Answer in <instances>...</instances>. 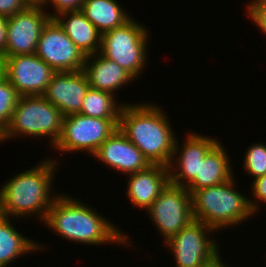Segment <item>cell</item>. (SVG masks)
<instances>
[{
	"label": "cell",
	"instance_id": "cell-5",
	"mask_svg": "<svg viewBox=\"0 0 266 267\" xmlns=\"http://www.w3.org/2000/svg\"><path fill=\"white\" fill-rule=\"evenodd\" d=\"M63 115L42 95L19 96L2 142L21 136L49 138L54 147L61 136Z\"/></svg>",
	"mask_w": 266,
	"mask_h": 267
},
{
	"label": "cell",
	"instance_id": "cell-21",
	"mask_svg": "<svg viewBox=\"0 0 266 267\" xmlns=\"http://www.w3.org/2000/svg\"><path fill=\"white\" fill-rule=\"evenodd\" d=\"M120 5L116 0H84L81 12L104 34L124 25L132 18Z\"/></svg>",
	"mask_w": 266,
	"mask_h": 267
},
{
	"label": "cell",
	"instance_id": "cell-1",
	"mask_svg": "<svg viewBox=\"0 0 266 267\" xmlns=\"http://www.w3.org/2000/svg\"><path fill=\"white\" fill-rule=\"evenodd\" d=\"M87 203L61 193L55 199L44 220L51 229L67 241L85 245L119 244L131 246L129 236L119 230L105 216L93 210Z\"/></svg>",
	"mask_w": 266,
	"mask_h": 267
},
{
	"label": "cell",
	"instance_id": "cell-32",
	"mask_svg": "<svg viewBox=\"0 0 266 267\" xmlns=\"http://www.w3.org/2000/svg\"><path fill=\"white\" fill-rule=\"evenodd\" d=\"M5 78V58L0 55V81Z\"/></svg>",
	"mask_w": 266,
	"mask_h": 267
},
{
	"label": "cell",
	"instance_id": "cell-11",
	"mask_svg": "<svg viewBox=\"0 0 266 267\" xmlns=\"http://www.w3.org/2000/svg\"><path fill=\"white\" fill-rule=\"evenodd\" d=\"M191 132L188 131L187 136L185 134L186 141L184 139L182 147L177 138L174 144V154L168 168L170 183L175 186L186 188L196 176H199L200 162L219 142V139L210 135L204 136L201 133Z\"/></svg>",
	"mask_w": 266,
	"mask_h": 267
},
{
	"label": "cell",
	"instance_id": "cell-8",
	"mask_svg": "<svg viewBox=\"0 0 266 267\" xmlns=\"http://www.w3.org/2000/svg\"><path fill=\"white\" fill-rule=\"evenodd\" d=\"M213 231L215 230L210 226L193 219L163 243L172 251L175 267H206L214 262L220 256L221 250L216 240L209 237Z\"/></svg>",
	"mask_w": 266,
	"mask_h": 267
},
{
	"label": "cell",
	"instance_id": "cell-10",
	"mask_svg": "<svg viewBox=\"0 0 266 267\" xmlns=\"http://www.w3.org/2000/svg\"><path fill=\"white\" fill-rule=\"evenodd\" d=\"M35 54L56 72L83 70L86 61L84 53L54 18L43 27Z\"/></svg>",
	"mask_w": 266,
	"mask_h": 267
},
{
	"label": "cell",
	"instance_id": "cell-28",
	"mask_svg": "<svg viewBox=\"0 0 266 267\" xmlns=\"http://www.w3.org/2000/svg\"><path fill=\"white\" fill-rule=\"evenodd\" d=\"M26 7L23 0H0V15L9 18Z\"/></svg>",
	"mask_w": 266,
	"mask_h": 267
},
{
	"label": "cell",
	"instance_id": "cell-6",
	"mask_svg": "<svg viewBox=\"0 0 266 267\" xmlns=\"http://www.w3.org/2000/svg\"><path fill=\"white\" fill-rule=\"evenodd\" d=\"M134 20L132 17L124 25L102 34L99 53L118 63L137 80L148 62L150 35L148 27Z\"/></svg>",
	"mask_w": 266,
	"mask_h": 267
},
{
	"label": "cell",
	"instance_id": "cell-30",
	"mask_svg": "<svg viewBox=\"0 0 266 267\" xmlns=\"http://www.w3.org/2000/svg\"><path fill=\"white\" fill-rule=\"evenodd\" d=\"M27 6L44 7L47 0H23Z\"/></svg>",
	"mask_w": 266,
	"mask_h": 267
},
{
	"label": "cell",
	"instance_id": "cell-33",
	"mask_svg": "<svg viewBox=\"0 0 266 267\" xmlns=\"http://www.w3.org/2000/svg\"><path fill=\"white\" fill-rule=\"evenodd\" d=\"M0 143H2V133L0 132Z\"/></svg>",
	"mask_w": 266,
	"mask_h": 267
},
{
	"label": "cell",
	"instance_id": "cell-9",
	"mask_svg": "<svg viewBox=\"0 0 266 267\" xmlns=\"http://www.w3.org/2000/svg\"><path fill=\"white\" fill-rule=\"evenodd\" d=\"M146 213L165 243L193 220L191 193L169 183Z\"/></svg>",
	"mask_w": 266,
	"mask_h": 267
},
{
	"label": "cell",
	"instance_id": "cell-19",
	"mask_svg": "<svg viewBox=\"0 0 266 267\" xmlns=\"http://www.w3.org/2000/svg\"><path fill=\"white\" fill-rule=\"evenodd\" d=\"M222 143L219 141L204 157L199 164V176L186 187L192 193L205 187L225 183L233 178L231 160Z\"/></svg>",
	"mask_w": 266,
	"mask_h": 267
},
{
	"label": "cell",
	"instance_id": "cell-22",
	"mask_svg": "<svg viewBox=\"0 0 266 267\" xmlns=\"http://www.w3.org/2000/svg\"><path fill=\"white\" fill-rule=\"evenodd\" d=\"M117 101L109 92L89 88L79 113L94 118H120L123 105L128 103Z\"/></svg>",
	"mask_w": 266,
	"mask_h": 267
},
{
	"label": "cell",
	"instance_id": "cell-2",
	"mask_svg": "<svg viewBox=\"0 0 266 267\" xmlns=\"http://www.w3.org/2000/svg\"><path fill=\"white\" fill-rule=\"evenodd\" d=\"M162 107L149 103L124 104L119 118L120 131L143 153L151 165L169 167L176 134Z\"/></svg>",
	"mask_w": 266,
	"mask_h": 267
},
{
	"label": "cell",
	"instance_id": "cell-27",
	"mask_svg": "<svg viewBox=\"0 0 266 267\" xmlns=\"http://www.w3.org/2000/svg\"><path fill=\"white\" fill-rule=\"evenodd\" d=\"M84 0H47L44 8H47L46 5L50 4L53 6L52 9L55 11L48 13L50 18H54L60 13L63 12H72V11H81L82 3Z\"/></svg>",
	"mask_w": 266,
	"mask_h": 267
},
{
	"label": "cell",
	"instance_id": "cell-14",
	"mask_svg": "<svg viewBox=\"0 0 266 267\" xmlns=\"http://www.w3.org/2000/svg\"><path fill=\"white\" fill-rule=\"evenodd\" d=\"M90 88L83 70L55 72L43 97L58 108L63 116L79 113Z\"/></svg>",
	"mask_w": 266,
	"mask_h": 267
},
{
	"label": "cell",
	"instance_id": "cell-23",
	"mask_svg": "<svg viewBox=\"0 0 266 267\" xmlns=\"http://www.w3.org/2000/svg\"><path fill=\"white\" fill-rule=\"evenodd\" d=\"M19 94L13 85L6 79L0 81V132L9 125L13 110L16 107Z\"/></svg>",
	"mask_w": 266,
	"mask_h": 267
},
{
	"label": "cell",
	"instance_id": "cell-31",
	"mask_svg": "<svg viewBox=\"0 0 266 267\" xmlns=\"http://www.w3.org/2000/svg\"><path fill=\"white\" fill-rule=\"evenodd\" d=\"M206 267H229V265H226L225 262H222L221 256H219L214 262Z\"/></svg>",
	"mask_w": 266,
	"mask_h": 267
},
{
	"label": "cell",
	"instance_id": "cell-13",
	"mask_svg": "<svg viewBox=\"0 0 266 267\" xmlns=\"http://www.w3.org/2000/svg\"><path fill=\"white\" fill-rule=\"evenodd\" d=\"M44 7L27 6L7 21L5 56L35 54L43 27L50 19Z\"/></svg>",
	"mask_w": 266,
	"mask_h": 267
},
{
	"label": "cell",
	"instance_id": "cell-20",
	"mask_svg": "<svg viewBox=\"0 0 266 267\" xmlns=\"http://www.w3.org/2000/svg\"><path fill=\"white\" fill-rule=\"evenodd\" d=\"M10 217L0 214V267H7L21 255L34 253L46 248L29 239L10 222ZM40 249V250H39Z\"/></svg>",
	"mask_w": 266,
	"mask_h": 267
},
{
	"label": "cell",
	"instance_id": "cell-25",
	"mask_svg": "<svg viewBox=\"0 0 266 267\" xmlns=\"http://www.w3.org/2000/svg\"><path fill=\"white\" fill-rule=\"evenodd\" d=\"M246 6V13H248V16L257 28L266 36V4L261 0H252V2L249 1Z\"/></svg>",
	"mask_w": 266,
	"mask_h": 267
},
{
	"label": "cell",
	"instance_id": "cell-16",
	"mask_svg": "<svg viewBox=\"0 0 266 267\" xmlns=\"http://www.w3.org/2000/svg\"><path fill=\"white\" fill-rule=\"evenodd\" d=\"M126 182L129 201L135 208L147 210L170 183L169 168L150 165L145 170L130 174Z\"/></svg>",
	"mask_w": 266,
	"mask_h": 267
},
{
	"label": "cell",
	"instance_id": "cell-24",
	"mask_svg": "<svg viewBox=\"0 0 266 267\" xmlns=\"http://www.w3.org/2000/svg\"><path fill=\"white\" fill-rule=\"evenodd\" d=\"M244 154V171L254 179L266 174V145L262 142L252 144Z\"/></svg>",
	"mask_w": 266,
	"mask_h": 267
},
{
	"label": "cell",
	"instance_id": "cell-26",
	"mask_svg": "<svg viewBox=\"0 0 266 267\" xmlns=\"http://www.w3.org/2000/svg\"><path fill=\"white\" fill-rule=\"evenodd\" d=\"M251 183V191L253 192L251 195H253L252 198H255L254 201L251 199L249 200V205L253 213L257 214L261 209L259 208V204H261V202L266 203V174L256 179H253V182ZM257 201L259 202V204Z\"/></svg>",
	"mask_w": 266,
	"mask_h": 267
},
{
	"label": "cell",
	"instance_id": "cell-12",
	"mask_svg": "<svg viewBox=\"0 0 266 267\" xmlns=\"http://www.w3.org/2000/svg\"><path fill=\"white\" fill-rule=\"evenodd\" d=\"M5 78L19 96L43 95L56 72L36 54L5 56Z\"/></svg>",
	"mask_w": 266,
	"mask_h": 267
},
{
	"label": "cell",
	"instance_id": "cell-3",
	"mask_svg": "<svg viewBox=\"0 0 266 267\" xmlns=\"http://www.w3.org/2000/svg\"><path fill=\"white\" fill-rule=\"evenodd\" d=\"M54 159L56 158H46L36 164L37 166L13 175L2 185L1 215L10 218H25V216L28 218L35 215L39 221L44 222L48 210L60 195V193L54 194L52 188L54 175L57 174L55 171L59 165Z\"/></svg>",
	"mask_w": 266,
	"mask_h": 267
},
{
	"label": "cell",
	"instance_id": "cell-7",
	"mask_svg": "<svg viewBox=\"0 0 266 267\" xmlns=\"http://www.w3.org/2000/svg\"><path fill=\"white\" fill-rule=\"evenodd\" d=\"M118 124L119 118H94L80 113L63 116L61 136L52 148L66 154L83 151L91 157Z\"/></svg>",
	"mask_w": 266,
	"mask_h": 267
},
{
	"label": "cell",
	"instance_id": "cell-18",
	"mask_svg": "<svg viewBox=\"0 0 266 267\" xmlns=\"http://www.w3.org/2000/svg\"><path fill=\"white\" fill-rule=\"evenodd\" d=\"M54 19L85 56L100 52L102 34L81 11L63 12Z\"/></svg>",
	"mask_w": 266,
	"mask_h": 267
},
{
	"label": "cell",
	"instance_id": "cell-15",
	"mask_svg": "<svg viewBox=\"0 0 266 267\" xmlns=\"http://www.w3.org/2000/svg\"><path fill=\"white\" fill-rule=\"evenodd\" d=\"M92 157L127 176L151 165L119 128L99 146Z\"/></svg>",
	"mask_w": 266,
	"mask_h": 267
},
{
	"label": "cell",
	"instance_id": "cell-4",
	"mask_svg": "<svg viewBox=\"0 0 266 267\" xmlns=\"http://www.w3.org/2000/svg\"><path fill=\"white\" fill-rule=\"evenodd\" d=\"M235 177L225 183L195 190L191 193L193 219L212 229L236 226L254 217L247 196L238 192Z\"/></svg>",
	"mask_w": 266,
	"mask_h": 267
},
{
	"label": "cell",
	"instance_id": "cell-29",
	"mask_svg": "<svg viewBox=\"0 0 266 267\" xmlns=\"http://www.w3.org/2000/svg\"><path fill=\"white\" fill-rule=\"evenodd\" d=\"M7 21V17L0 15V55L3 57L7 50Z\"/></svg>",
	"mask_w": 266,
	"mask_h": 267
},
{
	"label": "cell",
	"instance_id": "cell-17",
	"mask_svg": "<svg viewBox=\"0 0 266 267\" xmlns=\"http://www.w3.org/2000/svg\"><path fill=\"white\" fill-rule=\"evenodd\" d=\"M83 71L87 76L90 88L116 95L117 90L136 80L118 63L107 59L99 52L86 56Z\"/></svg>",
	"mask_w": 266,
	"mask_h": 267
}]
</instances>
